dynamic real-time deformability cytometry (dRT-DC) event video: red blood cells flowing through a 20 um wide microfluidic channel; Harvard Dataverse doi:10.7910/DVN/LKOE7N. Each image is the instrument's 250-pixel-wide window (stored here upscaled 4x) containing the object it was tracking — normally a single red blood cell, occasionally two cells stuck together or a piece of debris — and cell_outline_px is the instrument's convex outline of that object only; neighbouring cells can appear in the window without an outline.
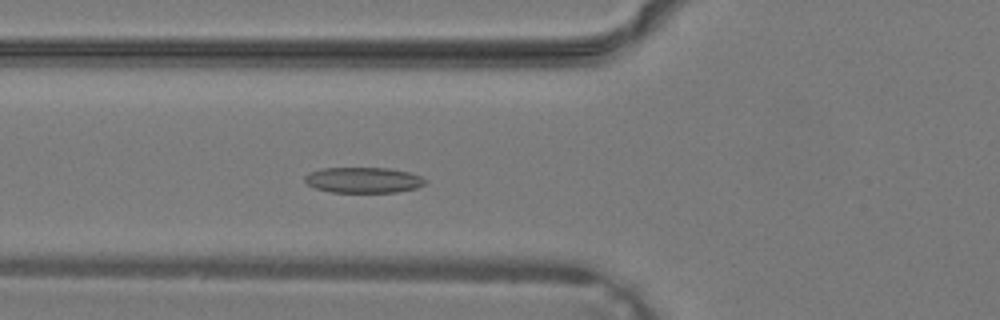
{"species": "common noctule bat (a hibernating species)", "species_latin": "Nyctalus noctula", "temperature_condition": "warm", "stored_images_in_passage": 36, "camera_frame_rate_fps": 3000, "um_per_image_px": 0.085, "animal": {"sex": "male", "body_mass_g": 19.2, "forearm_length_mm": 51.8}, "frame": {"image": 1, "passage_image": 12, "time_ms": 3.667, "image_size_px": [1000, 320], "cell_outline_px": [[428, 180], [424, 184], [416, 188], [396, 192], [328, 192], [316, 188], [308, 184], [304, 180], [304, 176], [308, 172], [320, 168], [388, 168], [408, 172], [420, 176]], "centroid_in_image_um": [30.86, 15.3], "position_along_channel_um": 94.9, "area_um2": 18.03}}
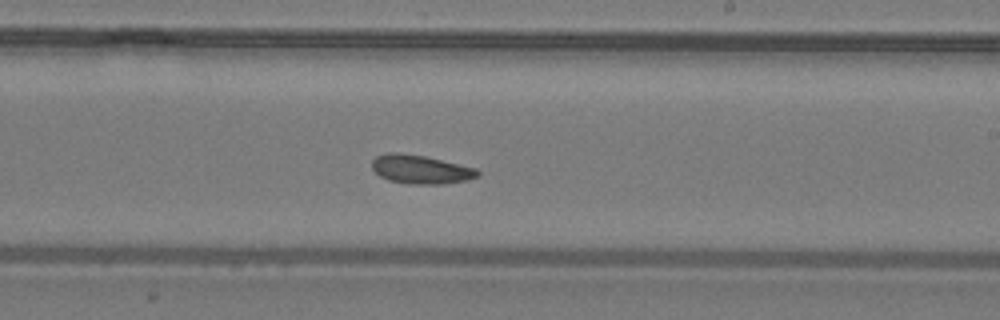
{"frame": {"image": 2, "passage_image": 21, "time_ms": 6.667, "image_size_px": [1000, 320], "cell_outline_px": [[480, 176], [468, 180], [444, 184], [408, 184], [388, 180], [380, 176], [372, 168], [372, 160], [376, 156], [388, 152], [400, 152], [424, 156], [476, 168], [480, 172]], "centroid_in_image_um": [35.76, 14.4], "position_along_channel_um": 253.2, "area_um2": 17.8}}
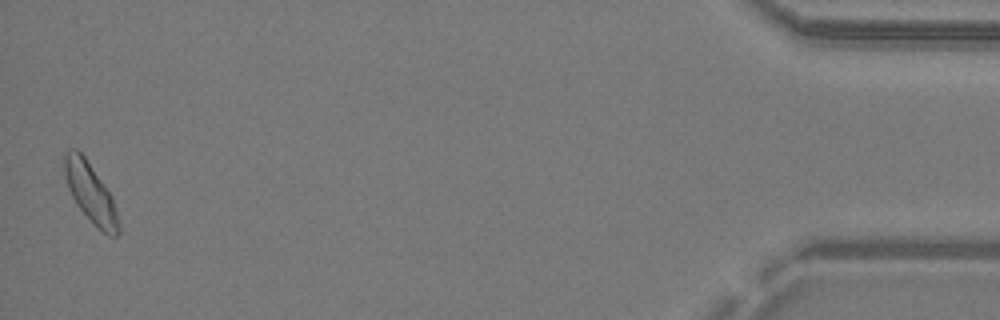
{"frame": {"image": 3, "passage_image": 36, "time_ms": 11.667, "image_size_px": [1000, 320], "cell_outline_px": [[120, 232], [116, 236], [108, 236], [92, 224], [76, 204], [68, 188], [64, 176], [64, 152], [72, 148], [76, 148], [84, 156], [112, 196], [120, 224]], "centroid_in_image_um": [7.69, 16.42], "position_along_channel_um": 427.5, "area_um2": 18.84}}